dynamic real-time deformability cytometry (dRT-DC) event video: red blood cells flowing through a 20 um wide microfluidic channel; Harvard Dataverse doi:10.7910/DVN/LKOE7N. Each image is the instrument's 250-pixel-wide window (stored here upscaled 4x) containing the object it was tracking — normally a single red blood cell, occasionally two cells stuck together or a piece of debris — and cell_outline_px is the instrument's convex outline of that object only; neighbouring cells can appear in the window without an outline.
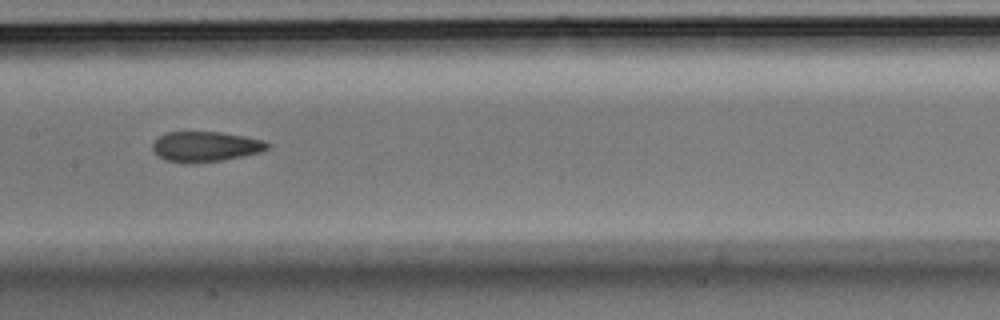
{"species": "Egyptian fruit bat (a non-hibernating species)", "species_latin": "Rousettus aegyptiacus", "temperature_condition": "room temperature", "stored_images_in_passage": 14, "camera_frame_rate_fps": 3000, "um_per_image_px": 0.085, "animal": {"sex": "male"}, "frame": {"image": 1, "passage_image": 12, "time_ms": 3.667, "image_size_px": [1000, 320], "cell_outline_px": [[272, 144], [268, 148], [260, 152], [224, 160], [196, 164], [184, 164], [164, 160], [152, 148], [152, 144], [160, 136], [168, 132], [220, 132], [244, 136], [264, 140]], "centroid_in_image_um": [17.48, 12.48], "position_along_channel_um": 189.9, "area_um2": 20.4}}
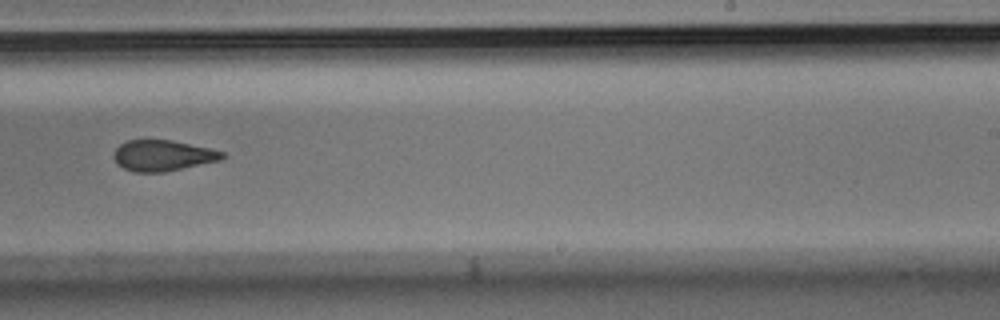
{"frame": {"image": 2, "passage_image": 14, "time_ms": 4.333, "image_size_px": [1000, 320], "cell_outline_px": [[228, 152], [220, 160], [164, 172], [136, 172], [124, 168], [116, 164], [112, 156], [116, 148], [120, 144], [128, 140], [172, 140]], "centroid_in_image_um": [13.83, 13.22], "position_along_channel_um": 275.2, "area_um2": 19.54}}